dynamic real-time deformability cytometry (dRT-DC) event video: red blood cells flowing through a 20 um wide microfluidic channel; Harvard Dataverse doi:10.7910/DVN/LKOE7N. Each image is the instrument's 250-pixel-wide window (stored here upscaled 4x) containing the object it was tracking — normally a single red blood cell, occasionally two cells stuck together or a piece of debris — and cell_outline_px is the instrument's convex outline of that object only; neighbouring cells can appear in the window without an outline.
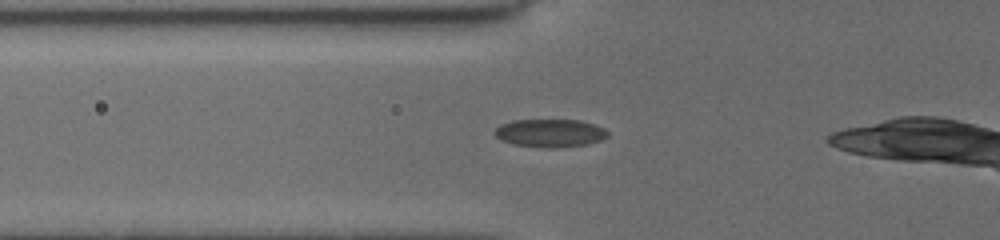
{"species": "common noctule bat (a hibernating species)", "species_latin": "Nyctalus noctula", "temperature_condition": "cold", "stored_images_in_passage": 31, "camera_frame_rate_fps": 3000, "um_per_image_px": 0.085, "animal": {"sex": "female", "body_mass_g": 19.5, "forearm_length_mm": 54.1}, "frame": {"image": 1, "passage_image": 2, "time_ms": 0.333, "image_size_px": [1000, 240], "cell_outline_px": [[608, 136], [600, 140], [588, 144], [556, 148], [544, 148], [516, 144], [500, 140], [492, 132], [500, 124], [512, 120], [580, 120], [604, 128], [608, 132]], "centroid_in_image_um": [46.73, 11.31], "position_along_channel_um": 79.1, "area_um2": 18.5}}
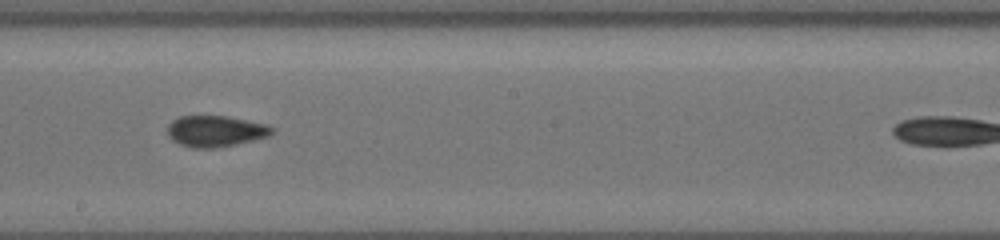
{"frame": {"image": 2, "passage_image": 14, "time_ms": 4.333, "image_size_px": [1000, 240], "cell_outline_px": [[276, 128], [268, 136], [252, 140], [212, 148], [192, 148], [180, 144], [172, 140], [168, 136], [168, 124], [172, 120], [180, 116], [228, 116], [264, 124]], "centroid_in_image_um": [18.27, 11.14], "position_along_channel_um": 229.9, "area_um2": 18.73}}
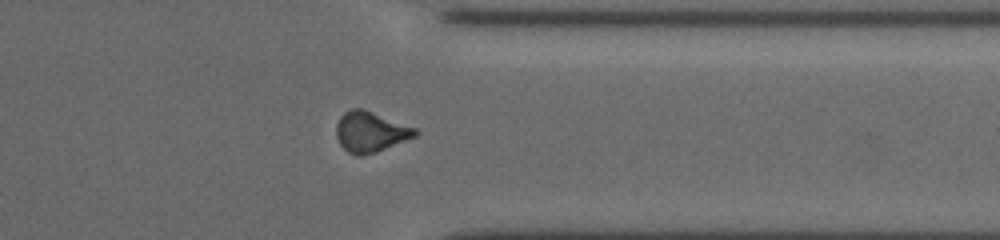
{"frame": {"image": 3, "passage_image": 26, "time_ms": 8.333, "image_size_px": [1000, 240], "cell_outline_px": [[420, 132], [416, 136], [376, 152], [360, 156], [356, 156], [348, 152], [340, 144], [336, 136], [336, 124], [340, 116], [344, 112], [352, 108], [364, 108], [416, 128]], "centroid_in_image_um": [31.48, 11.19], "position_along_channel_um": 379.9, "area_um2": 18.73}, "authors_computed_cell_mechanics": {"area_um2": 18.6116, "velocity_mm_per_s": 3.7788, "shape_relaxation_time_tau1_ms": null, "shape_relaxation_time_tau2_ms": 1.6351, "deformation_change_tau1": null, "deformation_change_tau2": 0.0662}}